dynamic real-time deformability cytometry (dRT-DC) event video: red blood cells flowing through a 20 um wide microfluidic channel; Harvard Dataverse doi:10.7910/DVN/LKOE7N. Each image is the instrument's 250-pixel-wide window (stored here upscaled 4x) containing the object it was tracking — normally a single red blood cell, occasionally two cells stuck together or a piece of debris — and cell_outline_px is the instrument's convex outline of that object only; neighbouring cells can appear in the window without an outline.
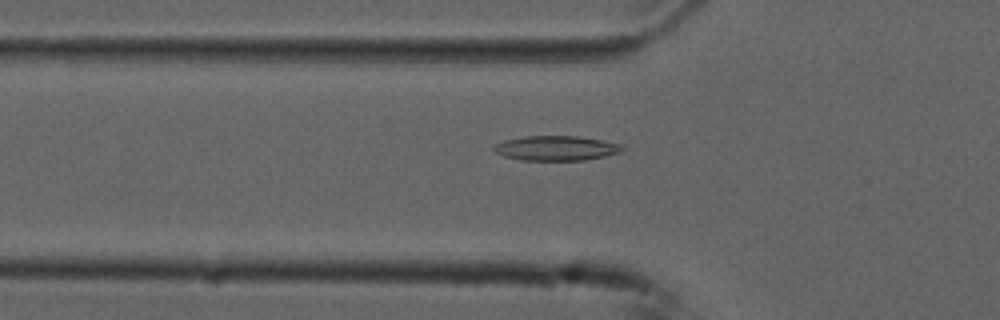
{"species": "common noctule bat (a hibernating species)", "species_latin": "Nyctalus noctula", "temperature_condition": "cold", "stored_images_in_passage": 40, "camera_frame_rate_fps": 3000, "um_per_image_px": 0.085, "animal": {"sex": "male", "forearm_length_mm": 52.5}, "frame": {"image": 1, "passage_image": 4, "time_ms": 1.0, "image_size_px": [1000, 320], "cell_outline_px": [[624, 148], [620, 152], [604, 156], [584, 160], [520, 160], [504, 156], [496, 152], [492, 148], [492, 144], [504, 140], [524, 136], [580, 136], [620, 144]], "centroid_in_image_um": [47.21, 12.59], "position_along_channel_um": 78.6, "area_um2": 18.5}}
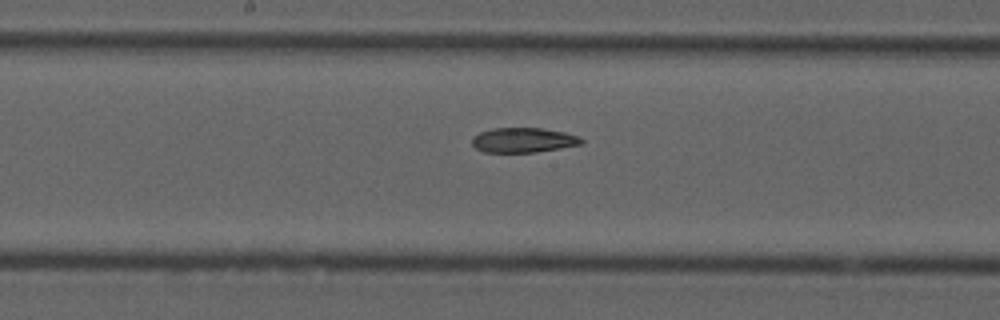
{"frame": {"image": 2, "passage_image": 14, "time_ms": 4.333, "image_size_px": [1000, 320], "cell_outline_px": [[584, 144], [536, 152], [484, 152], [476, 148], [472, 144], [472, 136], [480, 132], [492, 128], [540, 128], [564, 132], [576, 136], [584, 140]], "centroid_in_image_um": [44.47, 11.91], "position_along_channel_um": 203.7, "area_um2": 15.78}}
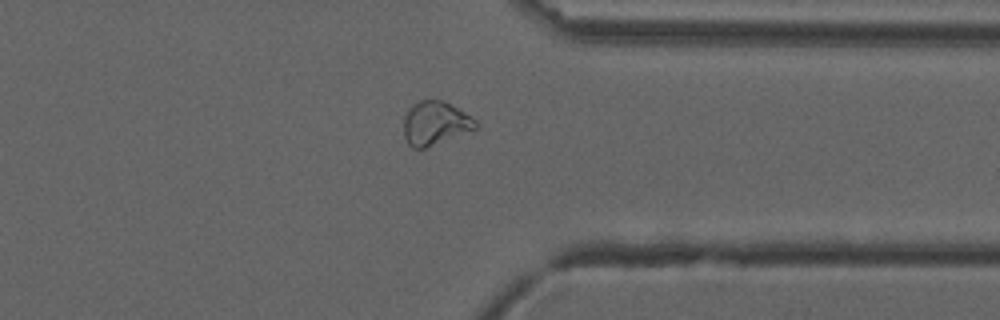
{"frame": {"image": 3, "passage_image": 28, "time_ms": 9.0, "image_size_px": [1000, 320], "cell_outline_px": [[480, 124], [476, 128], [424, 148], [412, 148], [408, 144], [404, 136], [404, 116], [408, 108], [412, 104], [420, 100], [444, 100], [464, 112], [476, 120]], "centroid_in_image_um": [36.96, 10.45], "position_along_channel_um": 374.4, "area_um2": 18.15}, "authors_computed_cell_mechanics": {"area_um2": 17.5134, "velocity_mm_per_s": 3.7412, "shape_relaxation_time_tau1_ms": null, "shape_relaxation_time_tau2_ms": 5.9408, "deformation_change_tau1": null, "deformation_change_tau2": 0.1306}}